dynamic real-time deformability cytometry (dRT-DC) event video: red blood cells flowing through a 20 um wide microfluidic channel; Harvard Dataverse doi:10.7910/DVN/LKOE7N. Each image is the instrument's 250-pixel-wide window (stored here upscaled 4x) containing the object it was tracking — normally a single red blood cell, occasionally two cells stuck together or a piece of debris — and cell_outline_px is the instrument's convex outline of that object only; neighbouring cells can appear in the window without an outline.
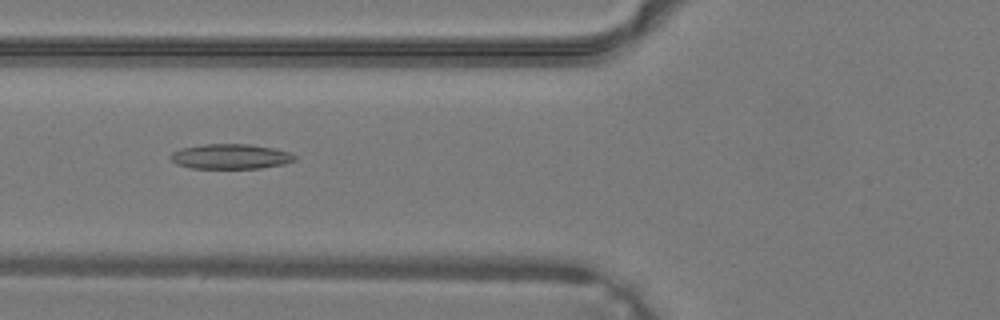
{"species": "common noctule bat (a hibernating species)", "species_latin": "Nyctalus noctula", "temperature_condition": "warm", "stored_images_in_passage": 30, "camera_frame_rate_fps": 3000, "um_per_image_px": 0.085, "animal": {"sex": "male", "body_mass_g": 19.2, "forearm_length_mm": 51.8}, "frame": {"image": 1, "passage_image": 6, "time_ms": 1.667, "image_size_px": [1000, 320], "cell_outline_px": [[296, 160], [284, 164], [260, 168], [192, 168], [176, 164], [168, 156], [172, 152], [180, 148], [204, 144], [252, 144], [272, 148], [288, 152], [296, 156]], "centroid_in_image_um": [19.57, 13.3], "position_along_channel_um": 106.2, "area_um2": 18.09}}
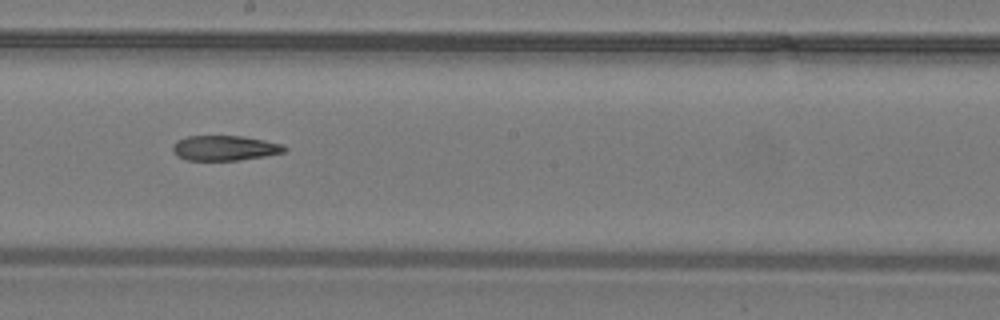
{"frame": {"image": 2, "passage_image": 13, "time_ms": 4.0, "image_size_px": [1000, 320], "cell_outline_px": [[288, 148], [284, 152], [264, 156], [236, 160], [188, 160], [176, 156], [172, 148], [172, 144], [176, 140], [188, 136], [244, 136], [284, 144]], "centroid_in_image_um": [19.09, 12.57], "position_along_channel_um": 229.1, "area_um2": 16.36}}
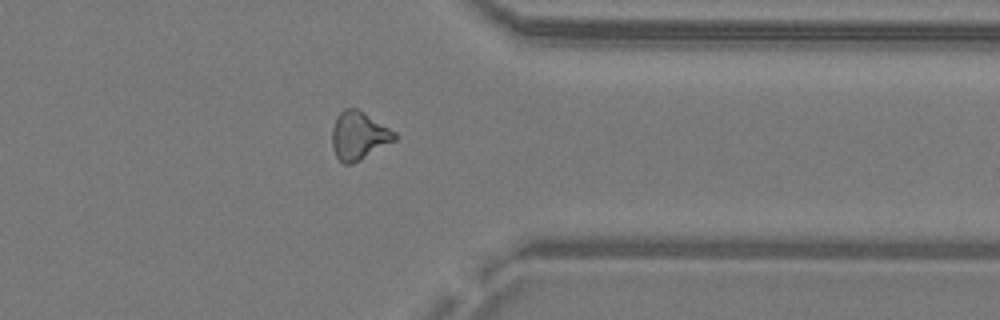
{"frame": {"image": 3, "passage_image": 22, "time_ms": 7.0, "image_size_px": [1000, 320], "cell_outline_px": [[400, 136], [396, 140], [360, 160], [352, 164], [344, 164], [336, 156], [332, 148], [332, 128], [336, 116], [344, 108], [356, 108], [364, 112], [396, 132]], "centroid_in_image_um": [30.5, 11.53], "position_along_channel_um": 380.9, "area_um2": 17.69}}